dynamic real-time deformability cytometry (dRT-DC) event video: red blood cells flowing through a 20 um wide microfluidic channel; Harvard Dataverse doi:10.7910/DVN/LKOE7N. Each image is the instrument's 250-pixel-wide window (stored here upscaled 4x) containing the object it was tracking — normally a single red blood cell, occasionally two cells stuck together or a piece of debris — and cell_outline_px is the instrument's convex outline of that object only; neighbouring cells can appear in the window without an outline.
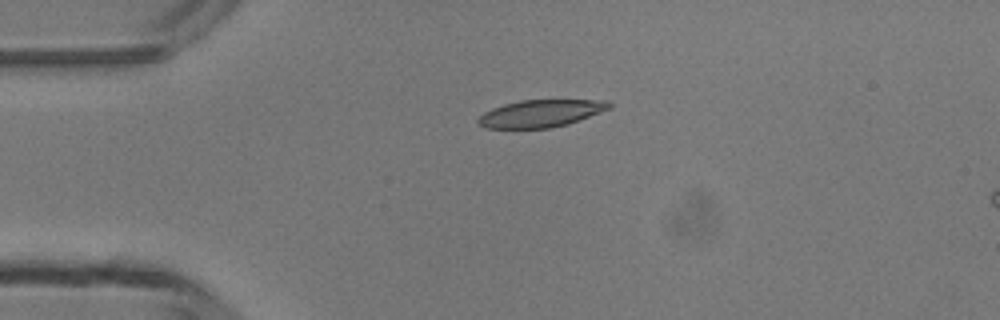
{"species": "common noctule bat (a hibernating species)", "species_latin": "Nyctalus noctula", "temperature_condition": "room temperature", "stored_images_in_passage": 3, "camera_frame_rate_fps": 3000, "um_per_image_px": 0.085, "animal": {"sex": "male", "body_mass_g": 13.3}, "frame": {"image": 1, "passage_image": 1, "time_ms": 0.0, "image_size_px": [1000, 320], "cell_outline_px": [[612, 108], [568, 124], [552, 128], [484, 128], [476, 120], [484, 112], [492, 108], [504, 104], [520, 100], [608, 100], [612, 104]], "centroid_in_image_um": [45.98, 9.64], "position_along_channel_um": 39.0, "area_um2": 20.92}}
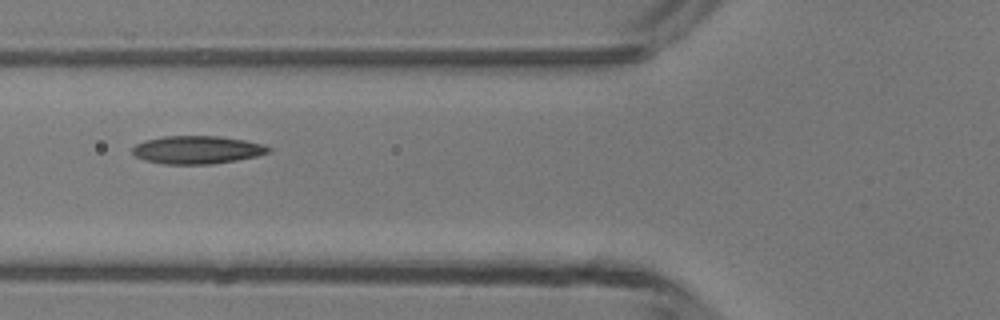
{"frame": {"image": 2, "passage_image": 3, "time_ms": 2.333, "image_size_px": [1000, 320], "cell_outline_px": [[272, 152], [256, 156], [236, 160], [212, 164], [164, 164], [144, 160], [136, 156], [132, 152], [132, 148], [136, 144], [144, 140], [164, 136], [220, 136], [244, 140], [264, 144], [272, 148]], "centroid_in_image_um": [16.77, 12.73], "position_along_channel_um": 109.0, "area_um2": 22.31}}